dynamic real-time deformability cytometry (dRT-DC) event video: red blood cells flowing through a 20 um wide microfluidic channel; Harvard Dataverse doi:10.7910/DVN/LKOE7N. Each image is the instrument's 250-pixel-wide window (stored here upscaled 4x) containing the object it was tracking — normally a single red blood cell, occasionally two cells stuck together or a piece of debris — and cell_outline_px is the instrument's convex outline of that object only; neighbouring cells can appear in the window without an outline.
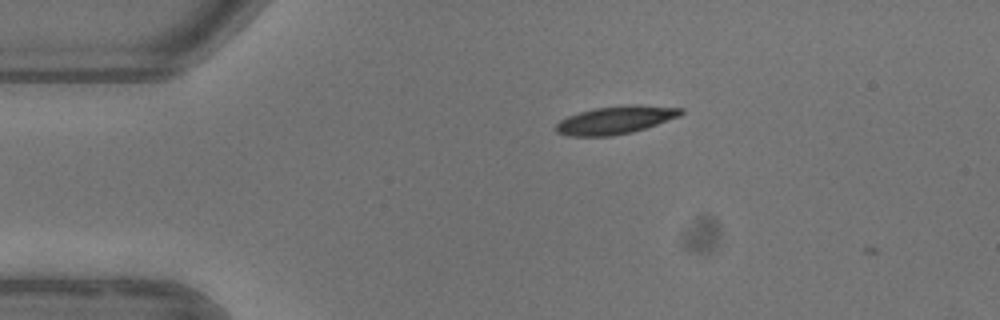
{"species": "common noctule bat (a hibernating species)", "species_latin": "Nyctalus noctula", "temperature_condition": "warm", "stored_images_in_passage": 5, "camera_frame_rate_fps": 3000, "um_per_image_px": 0.085, "animal": {"sex": "female"}, "frame": {"image": 1, "passage_image": 1, "time_ms": 0.0, "image_size_px": [1000, 320], "cell_outline_px": [[684, 112], [680, 116], [632, 132], [612, 136], [568, 136], [556, 132], [556, 124], [560, 120], [568, 116], [580, 112], [596, 108], [632, 104], [640, 104], [684, 108]], "centroid_in_image_um": [52.34, 10.19], "position_along_channel_um": 32.7, "area_um2": 20.29}}
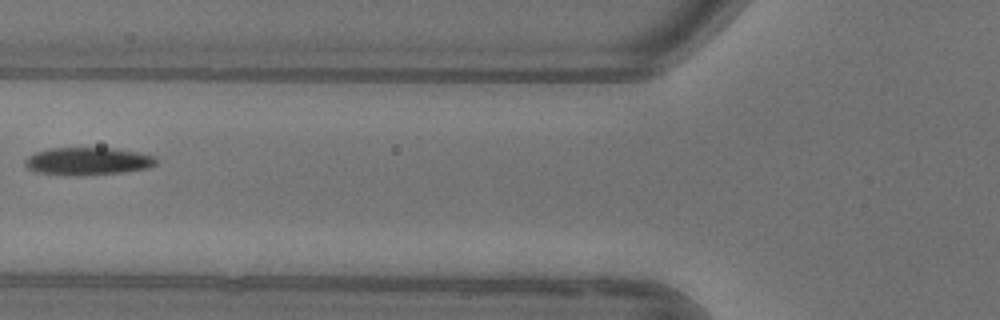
{"frame": {"image": 2, "passage_image": 3, "time_ms": 3.333, "image_size_px": [1000, 320], "cell_outline_px": [[156, 164], [148, 168], [124, 172], [80, 176], [64, 176], [36, 172], [28, 168], [24, 164], [24, 160], [28, 156], [36, 152], [48, 148], [112, 148], [136, 152], [156, 156]], "centroid_in_image_um": [7.43, 13.72], "position_along_channel_um": 118.4, "area_um2": 21.39}}
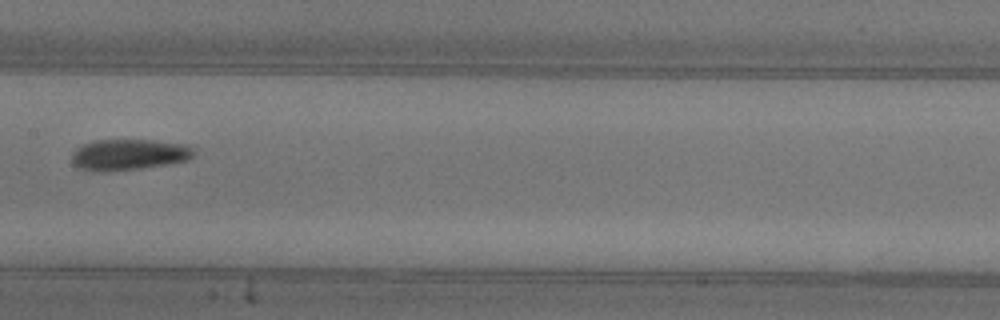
{"frame": {"image": 3, "passage_image": 5, "time_ms": 5.333, "image_size_px": [1000, 320], "cell_outline_px": [[196, 148], [192, 156], [188, 160], [164, 164], [136, 168], [76, 168], [72, 164], [72, 152], [76, 148], [84, 144], [96, 140], [152, 140], [188, 144]], "centroid_in_image_um": [11.02, 13.08], "position_along_channel_um": 196.4, "area_um2": 21.15}}